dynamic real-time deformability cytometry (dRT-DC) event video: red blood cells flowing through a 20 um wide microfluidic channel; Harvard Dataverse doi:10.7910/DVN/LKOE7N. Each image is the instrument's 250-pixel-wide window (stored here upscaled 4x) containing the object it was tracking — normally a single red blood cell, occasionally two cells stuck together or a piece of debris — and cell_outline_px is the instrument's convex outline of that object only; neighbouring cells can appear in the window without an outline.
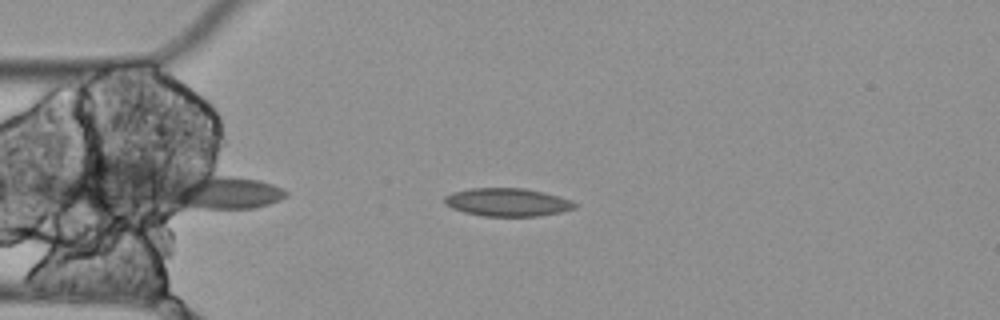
{"species": "Egyptian fruit bat (a non-hibernating species)", "species_latin": "Rousettus aegyptiacus", "temperature_condition": "cold", "stored_images_in_passage": 4, "camera_frame_rate_fps": 3000, "um_per_image_px": 0.085, "animal": {"sex": "female"}, "frame": {"image": 1, "passage_image": 3, "time_ms": 0.667, "image_size_px": [1000, 320], "cell_outline_px": [[580, 204], [576, 208], [560, 212], [536, 216], [484, 216], [464, 212], [452, 208], [444, 204], [444, 196], [452, 192], [468, 188], [524, 188], [544, 192], [572, 200]], "centroid_in_image_um": [43.13, 17.18], "position_along_channel_um": 41.9, "area_um2": 21.5}}